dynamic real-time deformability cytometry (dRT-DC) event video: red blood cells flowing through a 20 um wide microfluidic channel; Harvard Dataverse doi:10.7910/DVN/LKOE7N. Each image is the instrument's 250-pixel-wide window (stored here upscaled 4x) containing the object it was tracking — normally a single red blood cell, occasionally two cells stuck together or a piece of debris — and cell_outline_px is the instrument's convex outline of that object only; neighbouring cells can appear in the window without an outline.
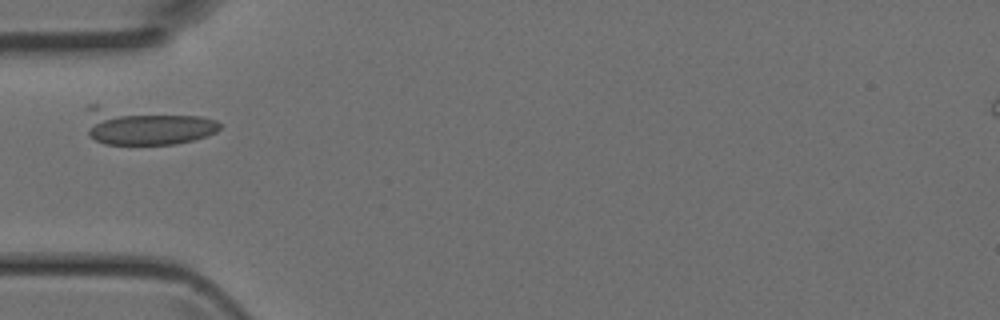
{"species": "Egyptian fruit bat (a non-hibernating species)", "species_latin": "Rousettus aegyptiacus", "temperature_condition": "room temperature", "stored_images_in_passage": 1, "camera_frame_rate_fps": 3000, "um_per_image_px": 0.085, "animal": {"sex": "female"}, "frame": {"image": 1, "passage_image": 1, "time_ms": 0.0, "image_size_px": [1000, 320], "cell_outline_px": [[220, 128], [216, 132], [208, 136], [176, 144], [104, 144], [88, 136], [84, 108], [88, 104], [96, 104], [200, 116], [216, 120], [220, 124]], "centroid_in_image_um": [12.3, 10.7], "position_along_channel_um": 72.7, "area_um2": 29.59}}